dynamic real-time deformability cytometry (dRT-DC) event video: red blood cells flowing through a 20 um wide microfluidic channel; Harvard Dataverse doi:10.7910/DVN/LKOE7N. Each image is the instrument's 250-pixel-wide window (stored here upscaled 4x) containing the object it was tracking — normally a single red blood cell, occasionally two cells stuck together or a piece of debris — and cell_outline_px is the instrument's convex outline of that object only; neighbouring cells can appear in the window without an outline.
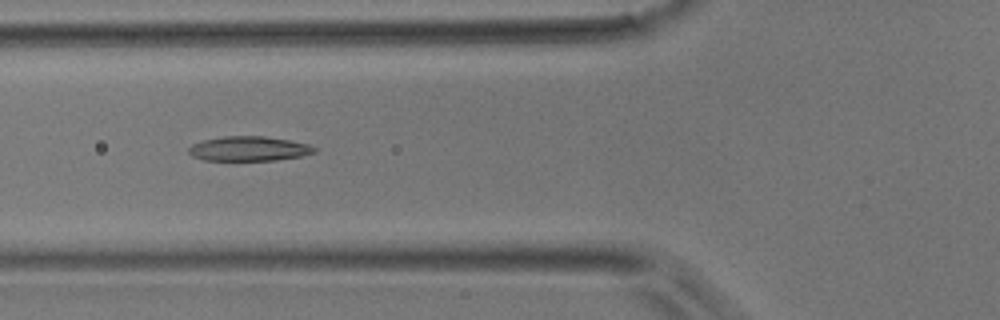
{"species": "common noctule bat (a hibernating species)", "species_latin": "Nyctalus noctula", "temperature_condition": "room temperature", "stored_images_in_passage": 46, "camera_frame_rate_fps": 3000, "um_per_image_px": 0.085, "animal": {"sex": "male", "body_mass_g": 17.9}, "frame": {"image": 1, "passage_image": 16, "time_ms": 5.0, "image_size_px": [1000, 320], "cell_outline_px": [[316, 152], [300, 156], [276, 160], [204, 160], [192, 156], [188, 152], [188, 148], [192, 144], [204, 140], [224, 136], [264, 136], [288, 140], [308, 144], [316, 148]], "centroid_in_image_um": [21.14, 12.64], "position_along_channel_um": 104.7, "area_um2": 17.92}}
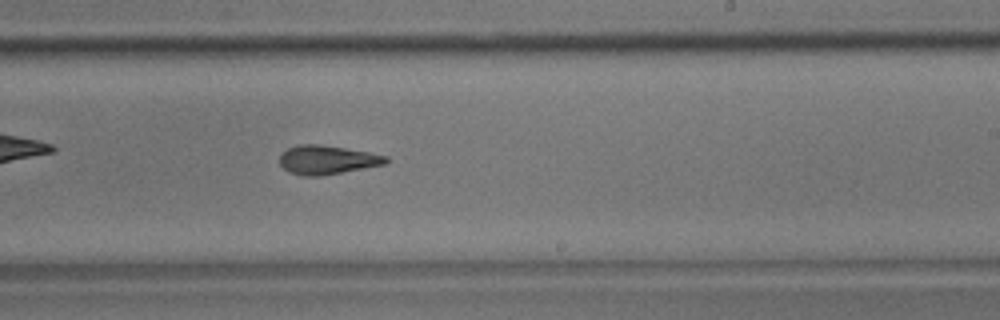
{"frame": {"image": 2, "passage_image": 27, "time_ms": 8.667, "image_size_px": [1000, 320], "cell_outline_px": [[388, 160], [384, 164], [364, 168], [320, 176], [304, 176], [288, 172], [280, 164], [280, 156], [288, 148], [300, 144], [320, 144], [368, 152], [388, 156]], "centroid_in_image_um": [27.79, 13.59], "position_along_channel_um": 261.2, "area_um2": 17.69}}
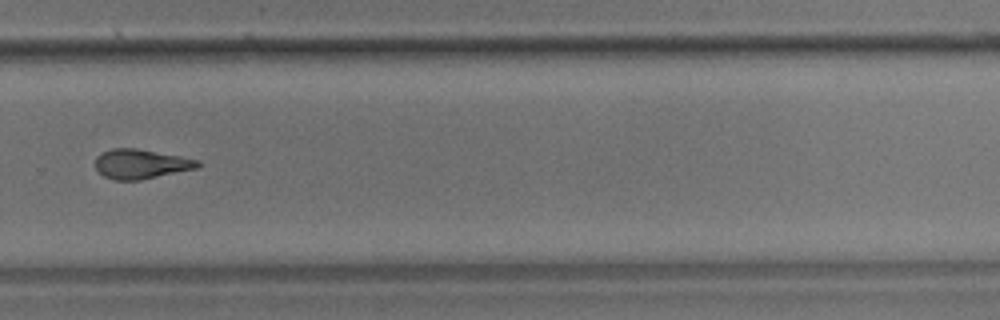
{"frame": {"image": 3, "passage_image": 31, "time_ms": 10.0, "image_size_px": [1000, 320], "cell_outline_px": [[200, 164], [196, 168], [140, 180], [116, 180], [104, 176], [96, 168], [96, 156], [112, 148], [136, 148], [180, 156], [200, 160]], "centroid_in_image_um": [11.97, 13.93], "position_along_channel_um": 317.8, "area_um2": 17.4}}